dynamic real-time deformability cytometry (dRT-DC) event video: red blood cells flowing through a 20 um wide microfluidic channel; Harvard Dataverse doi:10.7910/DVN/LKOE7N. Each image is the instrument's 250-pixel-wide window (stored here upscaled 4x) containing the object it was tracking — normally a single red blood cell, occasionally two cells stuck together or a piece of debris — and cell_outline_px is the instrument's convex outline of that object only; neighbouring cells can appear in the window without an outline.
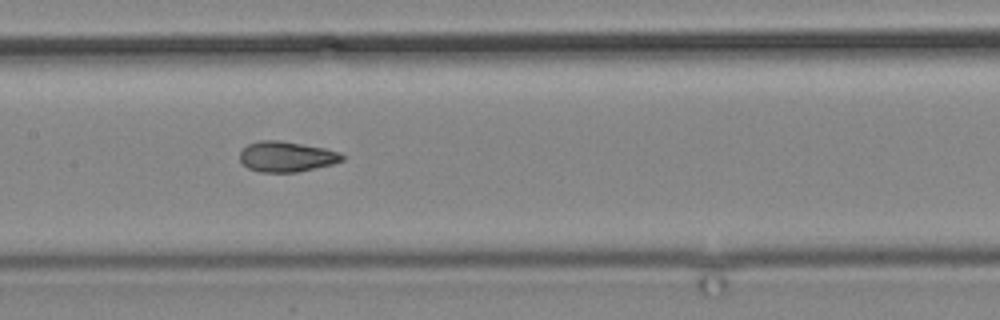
{"species": "common noctule bat (a hibernating species)", "species_latin": "Nyctalus noctula", "temperature_condition": "cold", "stored_images_in_passage": 17, "camera_frame_rate_fps": 3000, "um_per_image_px": 0.085, "animal": {"sex": "male", "body_mass_g": 19.2, "forearm_length_mm": 51.8}, "frame": {"image": 1, "passage_image": 15, "time_ms": 17.333, "image_size_px": [1000, 320], "cell_outline_px": [[348, 156], [344, 160], [332, 164], [296, 172], [260, 172], [248, 168], [240, 160], [240, 152], [248, 144], [260, 140], [280, 140], [324, 148], [340, 152]], "centroid_in_image_um": [24.38, 13.31], "position_along_channel_um": 183.0, "area_um2": 18.15}}
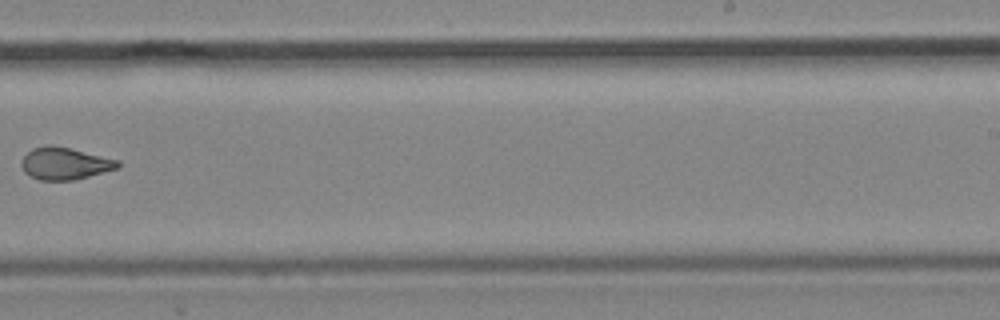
{"frame": {"image": 2, "passage_image": 17, "time_ms": 20.333, "image_size_px": [1000, 320], "cell_outline_px": [[120, 168], [72, 180], [40, 180], [24, 172], [20, 164], [24, 156], [32, 148], [44, 144], [52, 144], [72, 148], [120, 160]], "centroid_in_image_um": [5.52, 13.87], "position_along_channel_um": 283.5, "area_um2": 18.26}}